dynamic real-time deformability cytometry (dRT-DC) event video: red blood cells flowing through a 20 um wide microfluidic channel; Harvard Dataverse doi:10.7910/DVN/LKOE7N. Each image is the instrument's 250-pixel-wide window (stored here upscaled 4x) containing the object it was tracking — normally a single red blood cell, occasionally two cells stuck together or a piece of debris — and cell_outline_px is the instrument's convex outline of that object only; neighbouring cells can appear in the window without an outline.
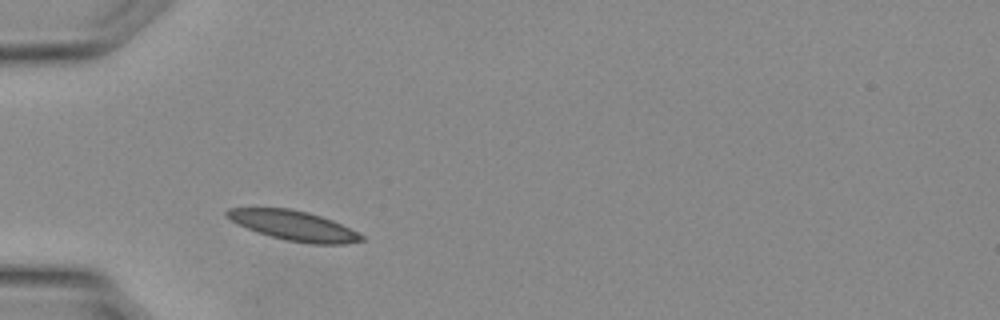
{"species": "Egyptian fruit bat (a non-hibernating species)", "species_latin": "Rousettus aegyptiacus", "temperature_condition": "warm", "stored_images_in_passage": 25, "camera_frame_rate_fps": 3000, "um_per_image_px": 0.085, "animal": {"sex": "female"}, "frame": {"image": 1, "passage_image": 1, "time_ms": 0.0, "image_size_px": [1000, 320], "cell_outline_px": [[364, 240], [344, 244], [312, 244], [288, 240], [256, 232], [224, 216], [224, 212], [228, 208], [288, 208], [308, 212], [332, 220], [364, 236]], "centroid_in_image_um": [24.95, 19.17], "position_along_channel_um": 60.0, "area_um2": 22.95}}
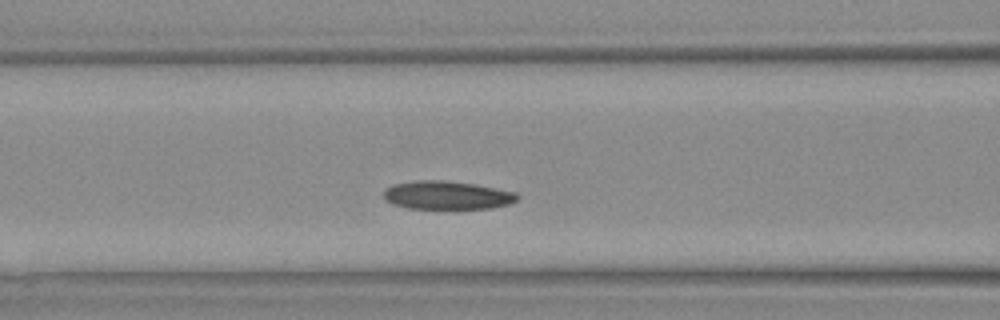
{"frame": {"image": 2, "passage_image": 5, "time_ms": 1.333, "image_size_px": [1000, 320], "cell_outline_px": [[520, 196], [516, 200], [508, 204], [492, 208], [408, 208], [392, 204], [384, 200], [384, 188], [392, 184], [420, 180], [440, 180], [476, 184], [516, 192]], "centroid_in_image_um": [37.97, 16.58], "position_along_channel_um": 128.6, "area_um2": 22.08}}
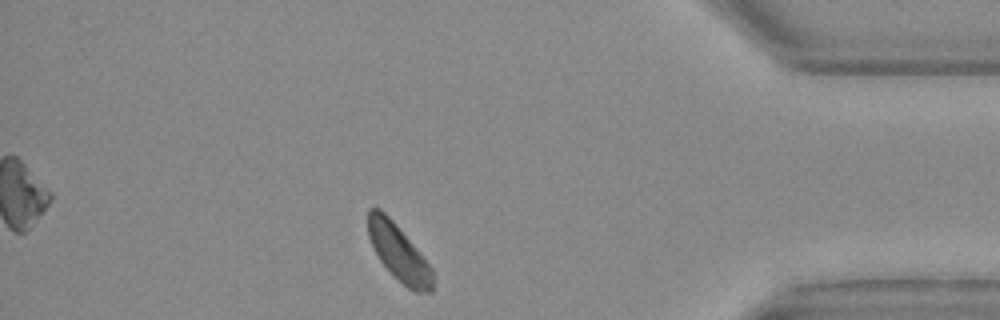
{"frame": {"image": 3, "passage_image": 21, "time_ms": 6.667, "image_size_px": [1000, 320], "cell_outline_px": [[432, 292], [412, 292], [380, 260], [368, 236], [368, 208], [380, 208], [392, 220], [432, 268]], "centroid_in_image_um": [33.88, 21.46], "position_along_channel_um": 401.3, "area_um2": 20.4}}